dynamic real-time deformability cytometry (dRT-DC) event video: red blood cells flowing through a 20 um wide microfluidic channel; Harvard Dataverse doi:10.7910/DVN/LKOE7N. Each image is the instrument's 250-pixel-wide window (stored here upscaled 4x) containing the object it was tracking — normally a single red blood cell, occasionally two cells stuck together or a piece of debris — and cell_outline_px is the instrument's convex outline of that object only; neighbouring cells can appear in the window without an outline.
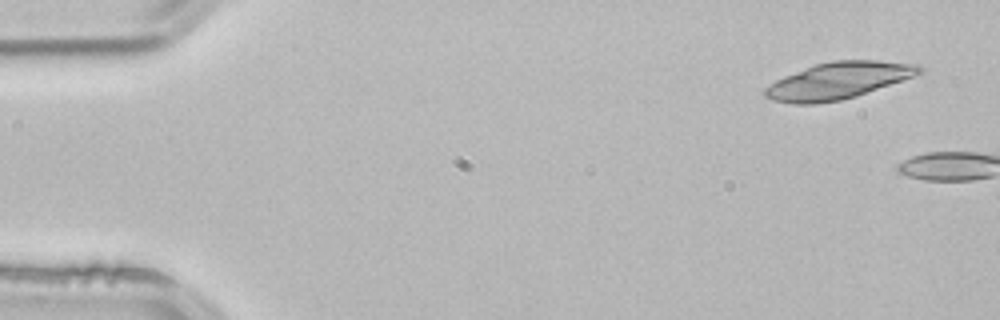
{"species": "common noctule bat (a hibernating species)", "species_latin": "Nyctalus noctula", "temperature_condition": "room temperature", "stored_images_in_passage": 4, "camera_frame_rate_fps": 3000, "um_per_image_px": 0.085, "animal": {"sex": "male", "body_mass_g": 21.5, "forearm_length_mm": 52.0}, "frame": {"image": 1, "passage_image": 1, "time_ms": 0.0, "image_size_px": [1000, 320], "cell_outline_px": [[924, 72], [856, 96], [840, 100], [816, 104], [792, 104], [772, 100], [764, 96], [764, 88], [776, 80], [784, 76], [816, 64], [832, 60], [876, 60], [920, 64], [924, 68]], "centroid_in_image_um": [71.25, 6.85], "position_along_channel_um": 13.7, "area_um2": 32.89}}
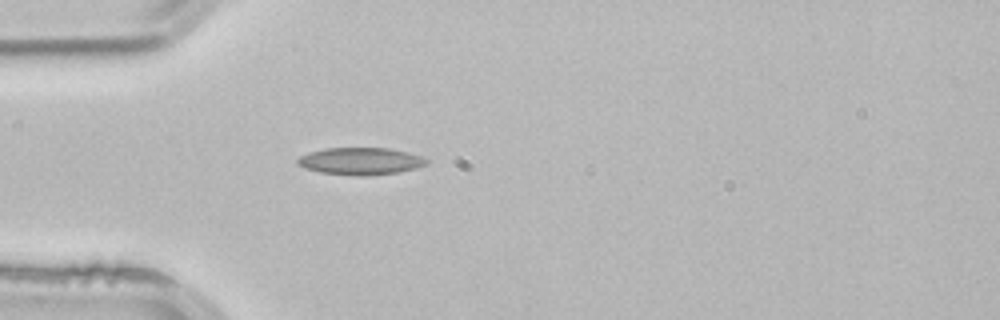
{"frame": {"image": 2, "passage_image": 4, "time_ms": 1.0, "image_size_px": [1000, 320], "cell_outline_px": [[428, 164], [416, 168], [396, 172], [364, 176], [356, 176], [320, 172], [304, 168], [296, 160], [300, 156], [324, 148], [388, 148], [408, 152], [420, 156], [428, 160]], "centroid_in_image_um": [30.66, 13.7], "position_along_channel_um": 54.3, "area_um2": 20.23}}